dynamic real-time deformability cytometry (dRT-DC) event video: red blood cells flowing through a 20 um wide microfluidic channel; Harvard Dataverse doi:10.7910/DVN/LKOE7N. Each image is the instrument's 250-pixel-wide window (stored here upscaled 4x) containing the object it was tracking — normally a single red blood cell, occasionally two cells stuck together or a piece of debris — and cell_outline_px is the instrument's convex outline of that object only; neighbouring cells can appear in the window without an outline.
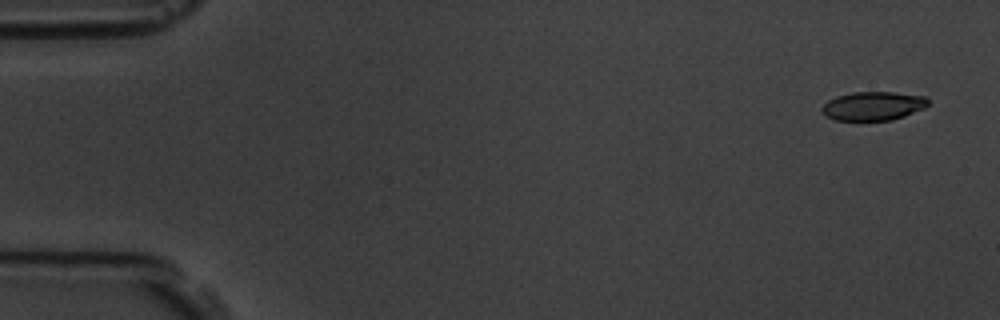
{"species": "common noctule bat (a hibernating species)", "species_latin": "Nyctalus noctula", "temperature_condition": "room temperature", "stored_images_in_passage": 5, "camera_frame_rate_fps": 3000, "um_per_image_px": 0.085, "animal": {"sex": "male", "body_mass_g": 19.5, "forearm_length_mm": 54.6}, "frame": {"image": 1, "passage_image": 1, "time_ms": 0.0, "image_size_px": [1000, 320], "cell_outline_px": [[928, 104], [924, 108], [904, 116], [892, 120], [836, 120], [824, 116], [820, 108], [828, 100], [836, 96], [852, 92], [892, 92], [924, 96], [928, 100]], "centroid_in_image_um": [74.18, 9.01], "position_along_channel_um": 10.8, "area_um2": 17.8}}
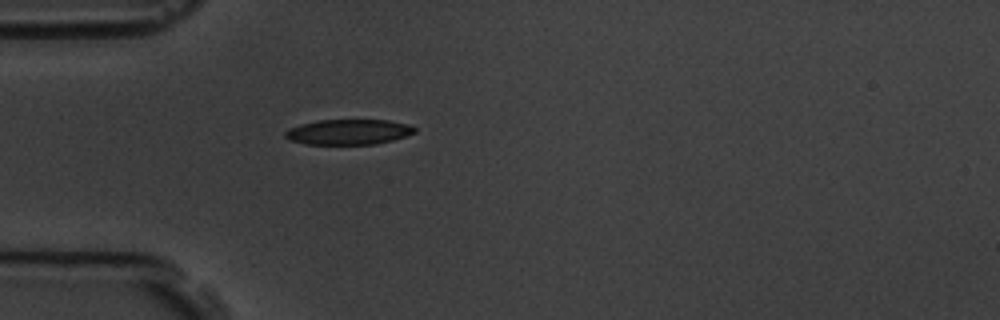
{"frame": {"image": 2, "passage_image": 5, "time_ms": 4.667, "image_size_px": [1000, 320], "cell_outline_px": [[416, 132], [392, 140], [376, 144], [304, 144], [288, 140], [284, 136], [284, 132], [288, 128], [300, 124], [316, 120], [388, 120], [408, 124], [416, 128]], "centroid_in_image_um": [29.57, 11.21], "position_along_channel_um": 55.4, "area_um2": 19.19}}